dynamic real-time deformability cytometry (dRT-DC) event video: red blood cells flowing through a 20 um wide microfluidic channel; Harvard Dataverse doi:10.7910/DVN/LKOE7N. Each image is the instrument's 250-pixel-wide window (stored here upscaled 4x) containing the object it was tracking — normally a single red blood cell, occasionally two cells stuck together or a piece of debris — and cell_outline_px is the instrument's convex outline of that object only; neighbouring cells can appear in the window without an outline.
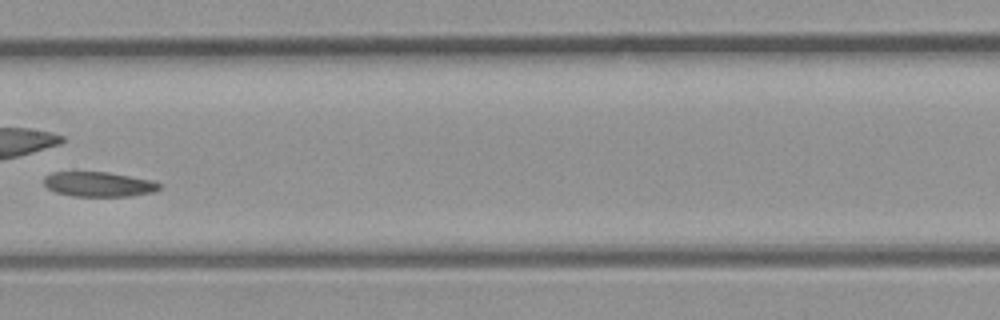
{"species": "common noctule bat (a hibernating species)", "species_latin": "Nyctalus noctula", "temperature_condition": "room temperature", "stored_images_in_passage": 33, "camera_frame_rate_fps": 3000, "um_per_image_px": 0.085, "animal": {"sex": "male", "body_mass_g": 23.1, "forearm_length_mm": 52.7}, "frame": {"image": 1, "passage_image": 15, "time_ms": 4.667, "image_size_px": [1000, 320], "cell_outline_px": [[160, 188], [152, 192], [128, 196], [72, 196], [56, 192], [48, 188], [44, 184], [44, 176], [52, 172], [108, 172], [152, 180], [160, 184]], "centroid_in_image_um": [8.36, 15.65], "position_along_channel_um": 199.0, "area_um2": 16.59}}
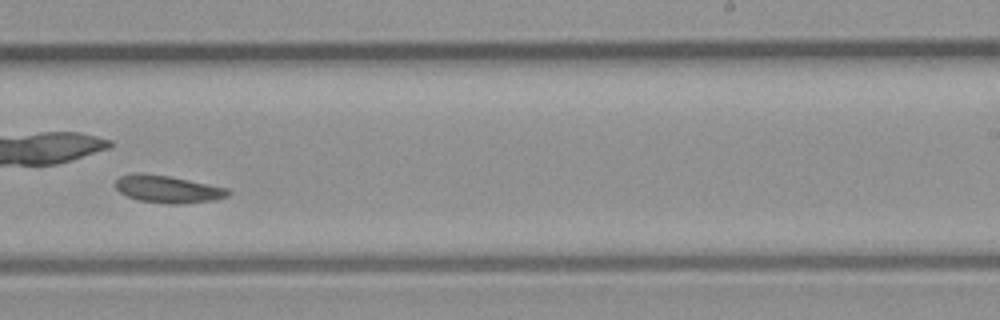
{"frame": {"image": 2, "passage_image": 19, "time_ms": 6.0, "image_size_px": [1000, 320], "cell_outline_px": [[228, 196], [216, 200], [180, 204], [168, 204], [140, 200], [128, 196], [120, 192], [116, 188], [116, 180], [120, 176], [132, 172], [140, 172], [168, 176], [228, 188]], "centroid_in_image_um": [14.24, 16.07], "position_along_channel_um": 274.8, "area_um2": 17.86}}